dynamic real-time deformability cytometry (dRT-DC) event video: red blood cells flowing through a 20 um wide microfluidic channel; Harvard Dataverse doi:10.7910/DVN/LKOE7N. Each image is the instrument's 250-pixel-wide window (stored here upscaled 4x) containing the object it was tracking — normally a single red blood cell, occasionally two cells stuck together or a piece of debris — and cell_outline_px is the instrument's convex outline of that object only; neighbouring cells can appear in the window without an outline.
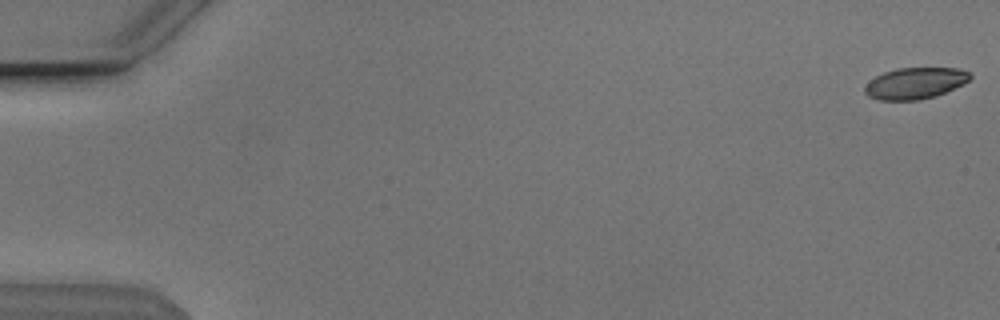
{"species": "Egyptian fruit bat (a non-hibernating species)", "species_latin": "Rousettus aegyptiacus", "temperature_condition": "cold", "stored_images_in_passage": 54, "camera_frame_rate_fps": 3000, "um_per_image_px": 0.085, "animal": {"sex": "male"}, "frame": {"image": 1, "passage_image": 1, "time_ms": 0.0, "image_size_px": [1000, 320], "cell_outline_px": [[972, 76], [964, 84], [936, 96], [920, 100], [880, 100], [868, 96], [864, 92], [864, 88], [876, 76], [884, 72], [896, 68], [960, 68], [972, 72]], "centroid_in_image_um": [77.83, 7.07], "position_along_channel_um": 7.2, "area_um2": 19.31}}
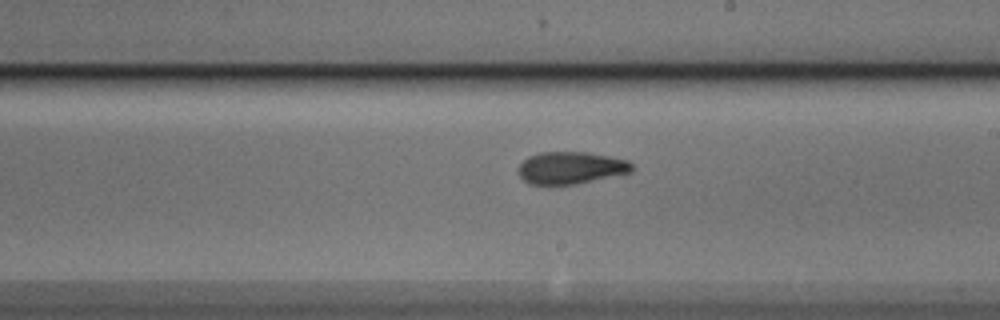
{"frame": {"image": 2, "passage_image": 32, "time_ms": 10.333, "image_size_px": [1000, 320], "cell_outline_px": [[632, 172], [572, 184], [532, 184], [524, 180], [520, 176], [520, 164], [528, 156], [540, 152], [588, 152], [612, 156], [628, 160], [632, 164]], "centroid_in_image_um": [48.54, 14.24], "position_along_channel_um": 240.5, "area_um2": 21.04}}
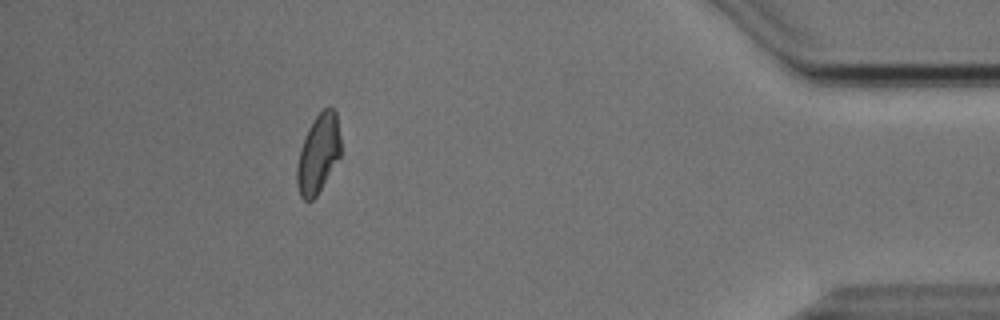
{"frame": {"image": 3, "passage_image": 49, "time_ms": 16.0, "image_size_px": [1000, 320], "cell_outline_px": [[340, 156], [316, 196], [312, 200], [304, 200], [300, 196], [296, 184], [296, 168], [300, 148], [308, 128], [316, 116], [324, 108], [332, 108], [336, 112], [340, 136]], "centroid_in_image_um": [27.03, 13.08], "position_along_channel_um": 408.2, "area_um2": 19.94}, "authors_computed_cell_mechanics": {"area_um2": 20.9814, "velocity_mm_per_s": 3.8354, "shape_relaxation_time_tau1_ms": 5.8016, "shape_relaxation_time_tau2_ms": 3.0363, "deformation_change_tau1": 0.1502, "deformation_change_tau2": 0.0798}}